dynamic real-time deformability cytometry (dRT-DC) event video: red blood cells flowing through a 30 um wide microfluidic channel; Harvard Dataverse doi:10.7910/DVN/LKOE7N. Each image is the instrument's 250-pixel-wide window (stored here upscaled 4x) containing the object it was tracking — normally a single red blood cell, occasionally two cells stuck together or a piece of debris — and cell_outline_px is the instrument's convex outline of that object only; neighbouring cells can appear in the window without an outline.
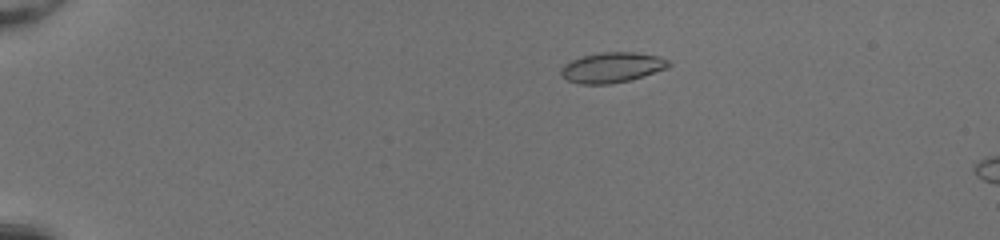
{"species": "common noctule bat (a hibernating species)", "species_latin": "Nyctalus noctula", "temperature_condition": "room temperature", "stored_images_in_passage": 16, "camera_frame_rate_fps": 3000, "um_per_image_px": 0.085, "animal": {"sex": "female", "body_mass_g": 20.0, "forearm_length_mm": 54.0}, "frame": {"image": 1, "passage_image": 10, "time_ms": 3.0, "image_size_px": [1000, 240], "cell_outline_px": [[672, 64], [668, 68], [628, 80], [608, 84], [580, 84], [568, 80], [560, 72], [560, 68], [564, 64], [572, 60], [584, 56], [600, 52], [636, 52], [660, 56], [668, 60]], "centroid_in_image_um": [52.04, 5.72], "position_along_channel_um": 33.0, "area_um2": 18.84}}